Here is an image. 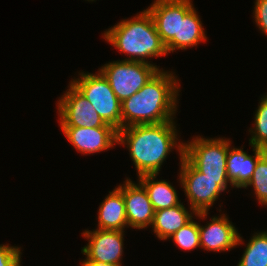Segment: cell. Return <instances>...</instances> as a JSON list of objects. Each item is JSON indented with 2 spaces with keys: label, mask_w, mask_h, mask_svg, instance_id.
I'll use <instances>...</instances> for the list:
<instances>
[{
  "label": "cell",
  "mask_w": 267,
  "mask_h": 266,
  "mask_svg": "<svg viewBox=\"0 0 267 266\" xmlns=\"http://www.w3.org/2000/svg\"><path fill=\"white\" fill-rule=\"evenodd\" d=\"M21 248L0 244V266H21Z\"/></svg>",
  "instance_id": "obj_23"
},
{
  "label": "cell",
  "mask_w": 267,
  "mask_h": 266,
  "mask_svg": "<svg viewBox=\"0 0 267 266\" xmlns=\"http://www.w3.org/2000/svg\"><path fill=\"white\" fill-rule=\"evenodd\" d=\"M175 75L162 68L138 92L121 102V129L173 121L180 92Z\"/></svg>",
  "instance_id": "obj_1"
},
{
  "label": "cell",
  "mask_w": 267,
  "mask_h": 266,
  "mask_svg": "<svg viewBox=\"0 0 267 266\" xmlns=\"http://www.w3.org/2000/svg\"><path fill=\"white\" fill-rule=\"evenodd\" d=\"M249 186L254 188L258 202L267 207V152L258 160L255 171L244 188Z\"/></svg>",
  "instance_id": "obj_21"
},
{
  "label": "cell",
  "mask_w": 267,
  "mask_h": 266,
  "mask_svg": "<svg viewBox=\"0 0 267 266\" xmlns=\"http://www.w3.org/2000/svg\"><path fill=\"white\" fill-rule=\"evenodd\" d=\"M123 194L128 228L145 229L152 224L155 210L145 188L138 182L126 178L124 184L117 187Z\"/></svg>",
  "instance_id": "obj_12"
},
{
  "label": "cell",
  "mask_w": 267,
  "mask_h": 266,
  "mask_svg": "<svg viewBox=\"0 0 267 266\" xmlns=\"http://www.w3.org/2000/svg\"><path fill=\"white\" fill-rule=\"evenodd\" d=\"M57 107L60 127H113L100 118L92 104L70 82Z\"/></svg>",
  "instance_id": "obj_9"
},
{
  "label": "cell",
  "mask_w": 267,
  "mask_h": 266,
  "mask_svg": "<svg viewBox=\"0 0 267 266\" xmlns=\"http://www.w3.org/2000/svg\"><path fill=\"white\" fill-rule=\"evenodd\" d=\"M159 70L162 69L152 62L124 60L112 61L99 68L120 102L138 92Z\"/></svg>",
  "instance_id": "obj_6"
},
{
  "label": "cell",
  "mask_w": 267,
  "mask_h": 266,
  "mask_svg": "<svg viewBox=\"0 0 267 266\" xmlns=\"http://www.w3.org/2000/svg\"><path fill=\"white\" fill-rule=\"evenodd\" d=\"M170 238L182 250L192 251L200 248V235L198 223L193 219L176 231Z\"/></svg>",
  "instance_id": "obj_22"
},
{
  "label": "cell",
  "mask_w": 267,
  "mask_h": 266,
  "mask_svg": "<svg viewBox=\"0 0 267 266\" xmlns=\"http://www.w3.org/2000/svg\"><path fill=\"white\" fill-rule=\"evenodd\" d=\"M237 266H267V230L253 234Z\"/></svg>",
  "instance_id": "obj_19"
},
{
  "label": "cell",
  "mask_w": 267,
  "mask_h": 266,
  "mask_svg": "<svg viewBox=\"0 0 267 266\" xmlns=\"http://www.w3.org/2000/svg\"><path fill=\"white\" fill-rule=\"evenodd\" d=\"M176 122L133 125L118 130V144L127 145L138 177L159 174L161 165L172 149L183 157L184 143L178 140ZM178 144V145H177Z\"/></svg>",
  "instance_id": "obj_2"
},
{
  "label": "cell",
  "mask_w": 267,
  "mask_h": 266,
  "mask_svg": "<svg viewBox=\"0 0 267 266\" xmlns=\"http://www.w3.org/2000/svg\"><path fill=\"white\" fill-rule=\"evenodd\" d=\"M225 214L213 216L205 226L198 223L200 248L222 252L229 251L237 245L244 244L243 238Z\"/></svg>",
  "instance_id": "obj_13"
},
{
  "label": "cell",
  "mask_w": 267,
  "mask_h": 266,
  "mask_svg": "<svg viewBox=\"0 0 267 266\" xmlns=\"http://www.w3.org/2000/svg\"><path fill=\"white\" fill-rule=\"evenodd\" d=\"M81 266H120L113 263H81Z\"/></svg>",
  "instance_id": "obj_25"
},
{
  "label": "cell",
  "mask_w": 267,
  "mask_h": 266,
  "mask_svg": "<svg viewBox=\"0 0 267 266\" xmlns=\"http://www.w3.org/2000/svg\"><path fill=\"white\" fill-rule=\"evenodd\" d=\"M67 140L82 154L100 153L118 144V130L114 127H61Z\"/></svg>",
  "instance_id": "obj_11"
},
{
  "label": "cell",
  "mask_w": 267,
  "mask_h": 266,
  "mask_svg": "<svg viewBox=\"0 0 267 266\" xmlns=\"http://www.w3.org/2000/svg\"><path fill=\"white\" fill-rule=\"evenodd\" d=\"M139 13L106 29L103 38L115 49L129 56L124 61L150 63L147 58L166 56L168 53L152 15L147 9Z\"/></svg>",
  "instance_id": "obj_3"
},
{
  "label": "cell",
  "mask_w": 267,
  "mask_h": 266,
  "mask_svg": "<svg viewBox=\"0 0 267 266\" xmlns=\"http://www.w3.org/2000/svg\"><path fill=\"white\" fill-rule=\"evenodd\" d=\"M228 139L199 135L184 143L183 156L206 177L228 179Z\"/></svg>",
  "instance_id": "obj_7"
},
{
  "label": "cell",
  "mask_w": 267,
  "mask_h": 266,
  "mask_svg": "<svg viewBox=\"0 0 267 266\" xmlns=\"http://www.w3.org/2000/svg\"><path fill=\"white\" fill-rule=\"evenodd\" d=\"M97 218V229L124 231L128 228L123 194L117 187L100 204Z\"/></svg>",
  "instance_id": "obj_16"
},
{
  "label": "cell",
  "mask_w": 267,
  "mask_h": 266,
  "mask_svg": "<svg viewBox=\"0 0 267 266\" xmlns=\"http://www.w3.org/2000/svg\"><path fill=\"white\" fill-rule=\"evenodd\" d=\"M253 14L257 27L267 35V0H255Z\"/></svg>",
  "instance_id": "obj_24"
},
{
  "label": "cell",
  "mask_w": 267,
  "mask_h": 266,
  "mask_svg": "<svg viewBox=\"0 0 267 266\" xmlns=\"http://www.w3.org/2000/svg\"><path fill=\"white\" fill-rule=\"evenodd\" d=\"M193 7L192 0H154L147 8L168 54L178 49L179 16Z\"/></svg>",
  "instance_id": "obj_8"
},
{
  "label": "cell",
  "mask_w": 267,
  "mask_h": 266,
  "mask_svg": "<svg viewBox=\"0 0 267 266\" xmlns=\"http://www.w3.org/2000/svg\"><path fill=\"white\" fill-rule=\"evenodd\" d=\"M193 215V216H192ZM206 219L208 213H196L188 211L187 208L180 203L179 205L155 211L152 221V230L159 240H167L178 231L181 227L190 222L193 217Z\"/></svg>",
  "instance_id": "obj_15"
},
{
  "label": "cell",
  "mask_w": 267,
  "mask_h": 266,
  "mask_svg": "<svg viewBox=\"0 0 267 266\" xmlns=\"http://www.w3.org/2000/svg\"><path fill=\"white\" fill-rule=\"evenodd\" d=\"M206 39L202 22L194 7L185 16H179L178 50L198 46Z\"/></svg>",
  "instance_id": "obj_18"
},
{
  "label": "cell",
  "mask_w": 267,
  "mask_h": 266,
  "mask_svg": "<svg viewBox=\"0 0 267 266\" xmlns=\"http://www.w3.org/2000/svg\"><path fill=\"white\" fill-rule=\"evenodd\" d=\"M70 83L89 101L100 118L115 129H121V102L103 74L79 73Z\"/></svg>",
  "instance_id": "obj_4"
},
{
  "label": "cell",
  "mask_w": 267,
  "mask_h": 266,
  "mask_svg": "<svg viewBox=\"0 0 267 266\" xmlns=\"http://www.w3.org/2000/svg\"><path fill=\"white\" fill-rule=\"evenodd\" d=\"M179 164V183L190 203L189 209L196 213H208L220 194L228 188L229 179L206 177L184 156Z\"/></svg>",
  "instance_id": "obj_5"
},
{
  "label": "cell",
  "mask_w": 267,
  "mask_h": 266,
  "mask_svg": "<svg viewBox=\"0 0 267 266\" xmlns=\"http://www.w3.org/2000/svg\"><path fill=\"white\" fill-rule=\"evenodd\" d=\"M228 139L227 177L231 188H244L250 181L258 160L267 152L264 148L251 145L254 155H249L243 148L231 147Z\"/></svg>",
  "instance_id": "obj_14"
},
{
  "label": "cell",
  "mask_w": 267,
  "mask_h": 266,
  "mask_svg": "<svg viewBox=\"0 0 267 266\" xmlns=\"http://www.w3.org/2000/svg\"><path fill=\"white\" fill-rule=\"evenodd\" d=\"M124 232L119 230H85L82 235L88 244L81 252L86 256L81 263H113L122 266Z\"/></svg>",
  "instance_id": "obj_10"
},
{
  "label": "cell",
  "mask_w": 267,
  "mask_h": 266,
  "mask_svg": "<svg viewBox=\"0 0 267 266\" xmlns=\"http://www.w3.org/2000/svg\"><path fill=\"white\" fill-rule=\"evenodd\" d=\"M157 174L138 177V182L145 188L155 211L170 208L181 203L174 186L166 180H156Z\"/></svg>",
  "instance_id": "obj_17"
},
{
  "label": "cell",
  "mask_w": 267,
  "mask_h": 266,
  "mask_svg": "<svg viewBox=\"0 0 267 266\" xmlns=\"http://www.w3.org/2000/svg\"><path fill=\"white\" fill-rule=\"evenodd\" d=\"M254 115V126L248 131L251 134L249 144L267 150V97L262 96Z\"/></svg>",
  "instance_id": "obj_20"
}]
</instances>
